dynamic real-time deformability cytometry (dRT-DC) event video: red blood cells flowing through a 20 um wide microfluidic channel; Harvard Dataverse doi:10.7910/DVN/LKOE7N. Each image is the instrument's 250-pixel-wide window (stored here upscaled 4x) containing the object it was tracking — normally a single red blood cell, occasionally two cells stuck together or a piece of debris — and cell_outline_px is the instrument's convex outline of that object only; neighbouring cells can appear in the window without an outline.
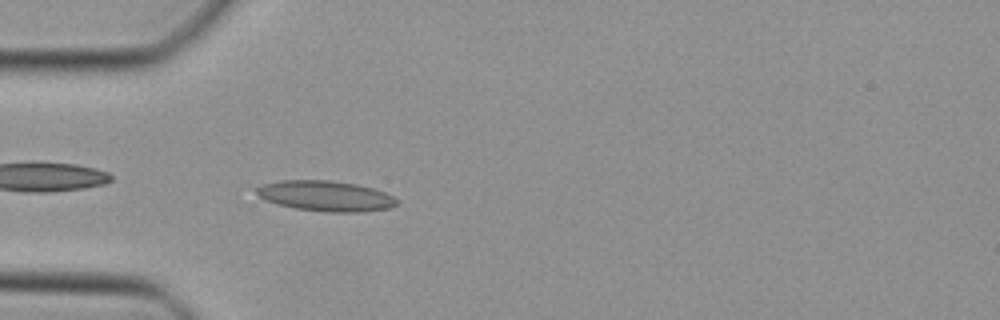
{"species": "Egyptian fruit bat (a non-hibernating species)", "species_latin": "Rousettus aegyptiacus", "temperature_condition": "cold", "stored_images_in_passage": 5, "camera_frame_rate_fps": 3000, "um_per_image_px": 0.085, "animal": {"sex": "female"}, "frame": {"image": 1, "passage_image": 2, "time_ms": 0.333, "image_size_px": [1000, 320], "cell_outline_px": [[400, 200], [396, 204], [388, 208], [364, 212], [328, 212], [296, 208], [280, 204], [268, 200], [260, 196], [256, 192], [256, 188], [264, 184], [280, 180], [328, 180], [356, 184], [372, 188], [384, 192]], "centroid_in_image_um": [27.72, 16.65], "position_along_channel_um": 57.3, "area_um2": 24.57}}